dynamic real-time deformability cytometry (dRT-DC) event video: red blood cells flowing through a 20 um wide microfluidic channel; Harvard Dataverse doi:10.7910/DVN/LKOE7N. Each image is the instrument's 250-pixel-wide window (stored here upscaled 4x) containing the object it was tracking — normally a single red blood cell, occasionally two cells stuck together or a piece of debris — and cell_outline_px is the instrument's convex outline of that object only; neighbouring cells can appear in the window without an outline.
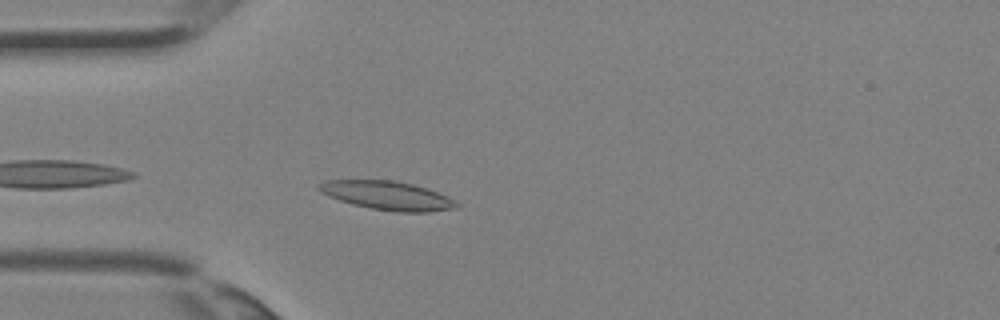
{"species": "Egyptian fruit bat (a non-hibernating species)", "species_latin": "Rousettus aegyptiacus", "temperature_condition": "room temperature", "stored_images_in_passage": 20, "camera_frame_rate_fps": 3000, "um_per_image_px": 0.085, "animal": {"sex": "female"}, "frame": {"image": 1, "passage_image": 3, "time_ms": 0.667, "image_size_px": [1000, 320], "cell_outline_px": [[460, 208], [428, 212], [396, 212], [372, 208], [352, 204], [328, 196], [320, 192], [316, 188], [316, 184], [328, 180], [396, 180], [428, 188], [448, 196], [460, 204]], "centroid_in_image_um": [32.95, 16.62], "position_along_channel_um": 52.0, "area_um2": 23.29}}
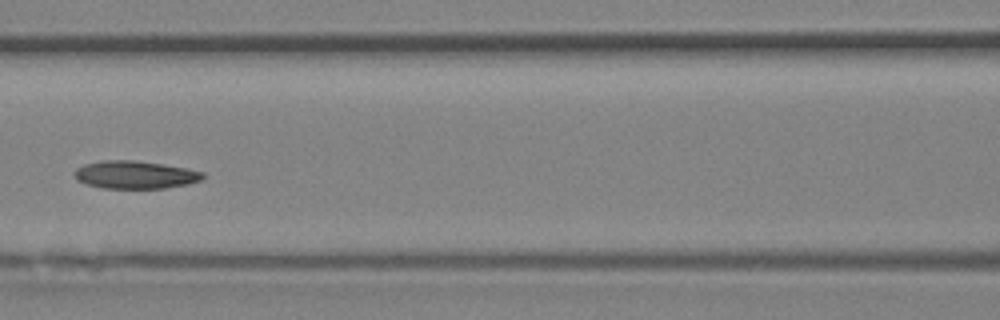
{"frame": {"image": 2, "passage_image": 9, "time_ms": 2.667, "image_size_px": [1000, 320], "cell_outline_px": [[204, 176], [200, 180], [188, 184], [164, 188], [100, 188], [84, 184], [76, 180], [76, 168], [84, 164], [100, 160], [132, 160], [188, 168], [204, 172]], "centroid_in_image_um": [11.46, 14.86], "position_along_channel_um": 155.1, "area_um2": 20.81}}
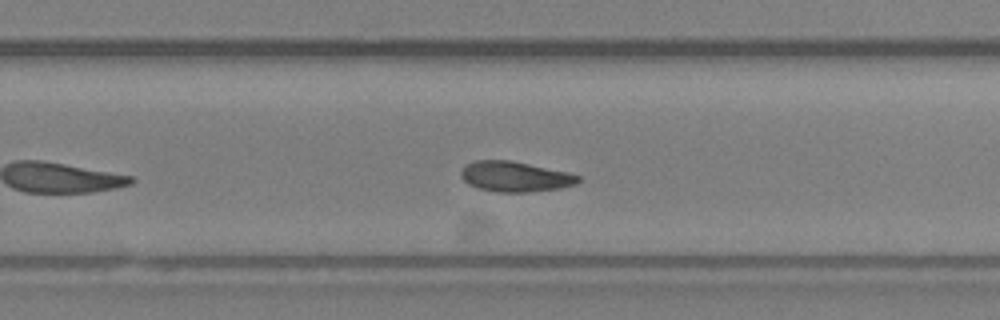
{"frame": {"image": 3, "passage_image": 16, "time_ms": 5.0, "image_size_px": [1000, 320], "cell_outline_px": [[580, 180], [576, 184], [560, 188], [528, 192], [496, 192], [476, 188], [468, 184], [460, 176], [460, 172], [464, 164], [476, 160], [508, 160], [568, 172], [580, 176]], "centroid_in_image_um": [43.73, 15.01], "position_along_channel_um": 286.1, "area_um2": 20.75}}